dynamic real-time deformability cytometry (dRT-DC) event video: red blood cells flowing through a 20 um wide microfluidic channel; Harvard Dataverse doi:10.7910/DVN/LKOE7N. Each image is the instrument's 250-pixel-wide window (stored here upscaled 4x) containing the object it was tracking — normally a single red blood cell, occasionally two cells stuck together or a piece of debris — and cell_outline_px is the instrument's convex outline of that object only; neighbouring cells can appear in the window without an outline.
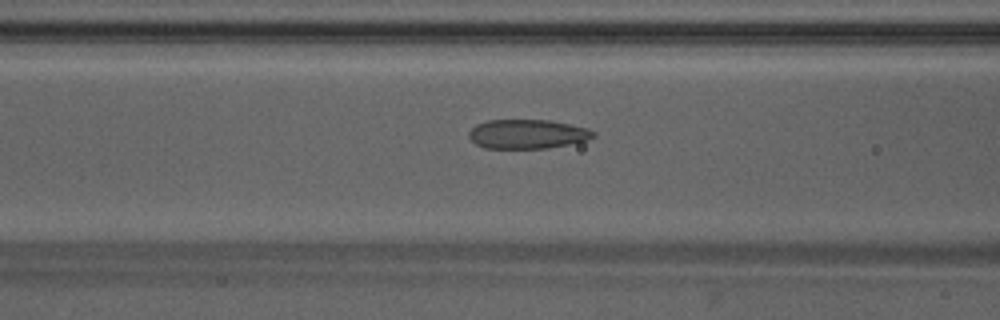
{"species": "Egyptian fruit bat (a non-hibernating species)", "species_latin": "Rousettus aegyptiacus", "temperature_condition": "warm", "stored_images_in_passage": 32, "camera_frame_rate_fps": 3000, "um_per_image_px": 0.085, "animal": {"sex": "male"}, "frame": {"image": 1, "passage_image": 8, "time_ms": 2.333, "image_size_px": [1000, 320], "cell_outline_px": [[596, 136], [588, 140], [548, 148], [484, 148], [476, 144], [468, 136], [468, 132], [476, 124], [488, 120], [548, 120], [588, 128], [596, 132]], "centroid_in_image_um": [44.83, 11.39], "position_along_channel_um": 121.8, "area_um2": 21.21}}
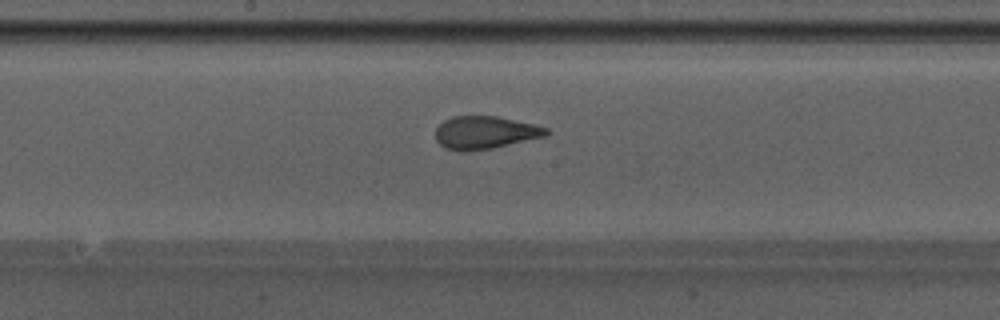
{"frame": {"image": 2, "passage_image": 14, "time_ms": 4.333, "image_size_px": [1000, 320], "cell_outline_px": [[548, 132], [544, 136], [492, 148], [464, 152], [444, 148], [436, 140], [436, 128], [444, 120], [452, 116], [496, 116], [532, 124], [548, 128]], "centroid_in_image_um": [41.17, 11.27], "position_along_channel_um": 207.0, "area_um2": 20.92}}
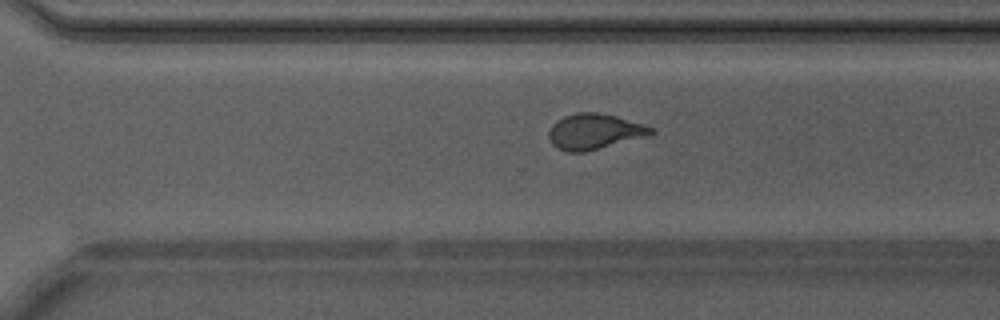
{"frame": {"image": 3, "passage_image": 22, "time_ms": 7.0, "image_size_px": [1000, 320], "cell_outline_px": [[656, 132], [648, 136], [584, 152], [568, 152], [556, 148], [552, 144], [548, 136], [548, 132], [552, 124], [556, 120], [564, 116], [576, 112], [596, 112], [616, 116], [644, 124], [652, 128]], "centroid_in_image_um": [50.5, 11.18], "position_along_channel_um": 320.1, "area_um2": 21.27}, "authors_computed_cell_mechanics": {"area_um2": 21.2993, "velocity_mm_per_s": 4.2582, "shape_relaxation_time_tau1_ms": null, "shape_relaxation_time_tau2_ms": 0.866, "deformation_change_tau1": null, "deformation_change_tau2": 0.0873}}